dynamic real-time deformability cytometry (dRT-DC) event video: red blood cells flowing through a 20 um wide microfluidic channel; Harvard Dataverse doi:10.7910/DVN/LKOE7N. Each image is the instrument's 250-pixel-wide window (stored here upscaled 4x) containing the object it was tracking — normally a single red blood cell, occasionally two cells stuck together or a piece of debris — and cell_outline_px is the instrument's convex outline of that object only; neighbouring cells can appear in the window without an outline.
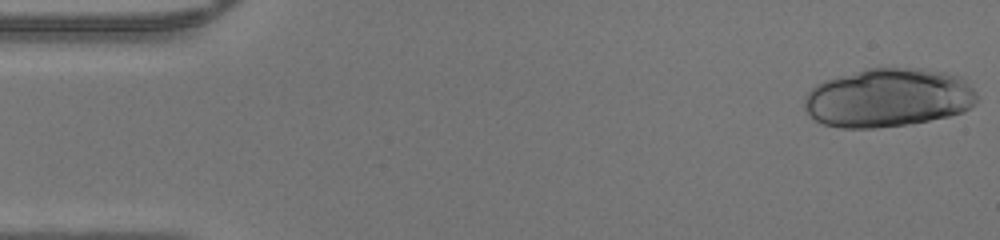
{"species": "human", "species_latin": "Homo sapiens", "temperature_condition": "warm", "stored_images_in_passage": 46, "camera_frame_rate_fps": 3000, "um_per_image_px": 0.085, "donor": {"sex": "male"}, "frame": {"image": 1, "passage_image": 1, "time_ms": 0.0, "image_size_px": [1000, 240], "cell_outline_px": [[976, 104], [964, 112], [948, 116], [908, 124], [876, 128], [840, 128], [824, 124], [816, 120], [804, 108], [804, 96], [816, 84], [824, 80], [868, 68], [924, 68], [944, 72], [960, 76], [976, 92]], "centroid_in_image_um": [75.5, 8.31], "position_along_channel_um": 9.5, "area_um2": 59.19}}
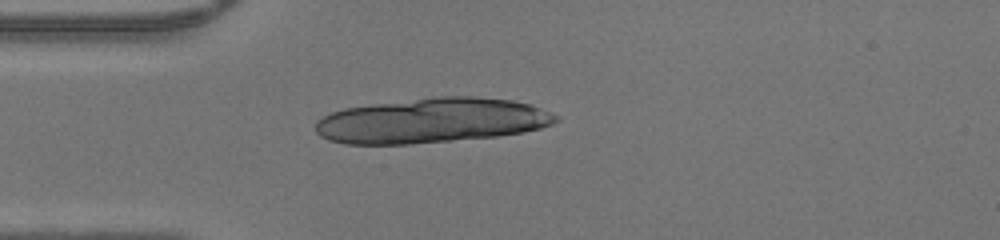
{"frame": {"image": 2, "passage_image": 12, "time_ms": 3.667, "image_size_px": [1000, 240], "cell_outline_px": [[560, 120], [552, 124], [540, 128], [524, 132], [496, 136], [412, 144], [344, 144], [328, 140], [320, 136], [316, 132], [316, 120], [332, 112], [344, 108], [436, 96], [476, 96], [512, 100], [532, 104], [552, 112], [560, 116]], "centroid_in_image_um": [36.74, 10.24], "position_along_channel_um": 48.3, "area_um2": 63.18}}